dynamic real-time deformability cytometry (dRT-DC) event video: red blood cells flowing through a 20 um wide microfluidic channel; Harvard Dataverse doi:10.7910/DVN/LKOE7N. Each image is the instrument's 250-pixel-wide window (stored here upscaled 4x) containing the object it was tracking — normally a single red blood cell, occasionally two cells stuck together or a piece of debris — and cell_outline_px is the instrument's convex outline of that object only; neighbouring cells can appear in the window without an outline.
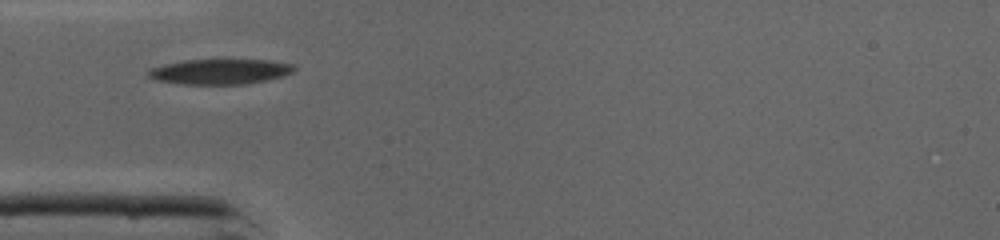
{"species": "common noctule bat (a hibernating species)", "species_latin": "Nyctalus noctula", "temperature_condition": "cold", "stored_images_in_passage": 31, "camera_frame_rate_fps": 3000, "um_per_image_px": 0.085, "animal": {"sex": "male", "body_mass_g": 19.0, "forearm_length_mm": 50.8}, "frame": {"image": 1, "passage_image": 1, "time_ms": 0.0, "image_size_px": [1000, 240], "cell_outline_px": [[296, 68], [292, 72], [280, 76], [264, 80], [244, 84], [184, 84], [156, 80], [148, 76], [148, 72], [152, 68], [164, 64], [188, 60], [268, 60], [292, 64]], "centroid_in_image_um": [18.69, 6.08], "position_along_channel_um": 66.3, "area_um2": 20.98}}
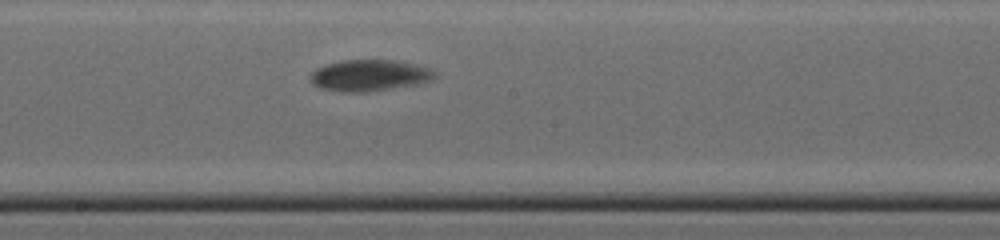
{"frame": {"image": 2, "passage_image": 12, "time_ms": 3.667, "image_size_px": [1000, 240], "cell_outline_px": [[436, 76], [432, 80], [412, 84], [384, 88], [320, 88], [312, 84], [308, 76], [316, 68], [328, 64], [344, 60], [392, 60], [416, 64], [428, 68], [436, 72]], "centroid_in_image_um": [31.42, 6.32], "position_along_channel_um": 216.8, "area_um2": 21.1}}
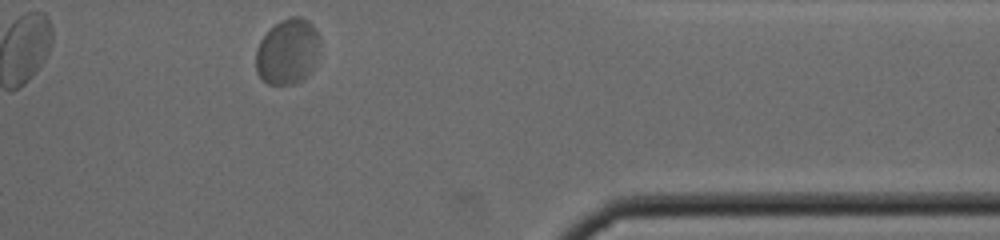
{"frame": {"image": 3, "passage_image": 26, "time_ms": 8.333, "image_size_px": [1000, 240], "cell_outline_px": [[320, 44], [312, 72], [300, 80], [292, 84], [268, 84], [256, 72], [256, 52], [260, 40], [280, 20], [292, 16], [300, 16], [308, 20], [312, 24], [320, 36]], "centroid_in_image_um": [24.47, 4.37], "position_along_channel_um": 386.9, "area_um2": 24.45}, "authors_computed_cell_mechanics": {"area_um2": 22.4842, "velocity_mm_per_s": 4.1236, "shape_relaxation_time_tau1_ms": 5.7314, "shape_relaxation_time_tau2_ms": null, "deformation_change_tau1": 0.145, "deformation_change_tau2": null}}